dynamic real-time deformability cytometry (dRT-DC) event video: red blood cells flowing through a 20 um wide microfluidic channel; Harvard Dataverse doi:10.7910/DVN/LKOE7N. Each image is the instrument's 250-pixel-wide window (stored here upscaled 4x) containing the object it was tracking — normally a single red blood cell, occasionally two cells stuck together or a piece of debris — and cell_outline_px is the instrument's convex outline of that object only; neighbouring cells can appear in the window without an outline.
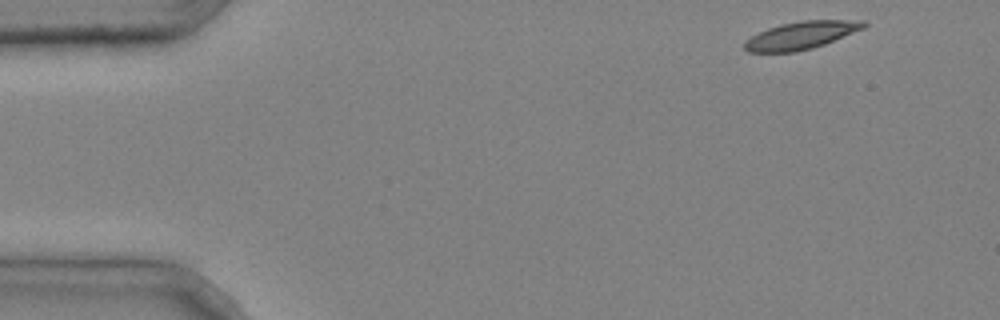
{"species": "common noctule bat (a hibernating species)", "species_latin": "Nyctalus noctula", "temperature_condition": "cold", "stored_images_in_passage": 5, "camera_frame_rate_fps": 3000, "um_per_image_px": 0.085, "animal": {"sex": "male", "body_mass_g": 20.4}, "frame": {"image": 1, "passage_image": 1, "time_ms": 0.0, "image_size_px": [1000, 320], "cell_outline_px": [[868, 24], [864, 28], [824, 44], [812, 48], [796, 52], [748, 52], [744, 48], [744, 44], [752, 36], [768, 28], [780, 24], [800, 20], [868, 20]], "centroid_in_image_um": [68.13, 2.99], "position_along_channel_um": 16.9, "area_um2": 19.13}}
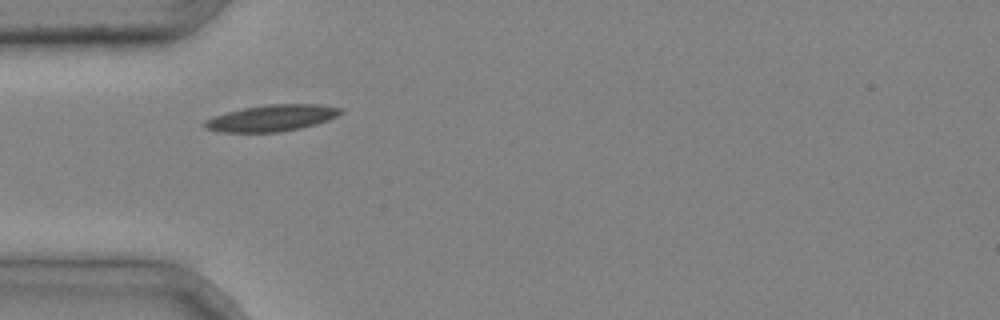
{"frame": {"image": 2, "passage_image": 4, "time_ms": 1.0, "image_size_px": [1000, 320], "cell_outline_px": [[344, 112], [328, 120], [316, 124], [300, 128], [280, 132], [220, 132], [204, 128], [200, 124], [204, 120], [228, 112], [244, 108], [272, 104], [320, 104], [344, 108]], "centroid_in_image_um": [23.11, 10.04], "position_along_channel_um": 61.9, "area_um2": 20.98}}